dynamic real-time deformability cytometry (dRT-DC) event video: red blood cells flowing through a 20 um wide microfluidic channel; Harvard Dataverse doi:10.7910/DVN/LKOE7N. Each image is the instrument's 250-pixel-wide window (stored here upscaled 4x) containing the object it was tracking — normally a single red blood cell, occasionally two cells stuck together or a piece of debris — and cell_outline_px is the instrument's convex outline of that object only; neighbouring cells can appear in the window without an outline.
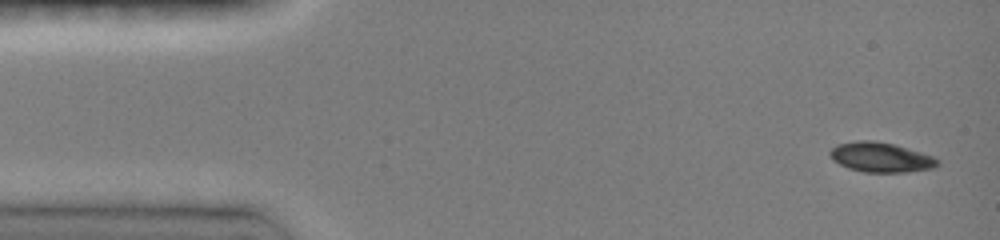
{"species": "common noctule bat (a hibernating species)", "species_latin": "Nyctalus noctula", "temperature_condition": "room temperature", "stored_images_in_passage": 35, "camera_frame_rate_fps": 3000, "um_per_image_px": 0.085, "animal": {"sex": "female", "body_mass_g": 19.0, "forearm_length_mm": 51.5}, "frame": {"image": 1, "passage_image": 1, "time_ms": 0.0, "image_size_px": [1000, 240], "cell_outline_px": [[940, 164], [932, 168], [908, 172], [864, 172], [848, 168], [832, 160], [828, 152], [836, 144], [856, 140], [876, 140], [892, 144], [920, 152], [932, 156], [940, 160]], "centroid_in_image_um": [74.83, 13.36], "position_along_channel_um": 10.2, "area_um2": 18.73}}
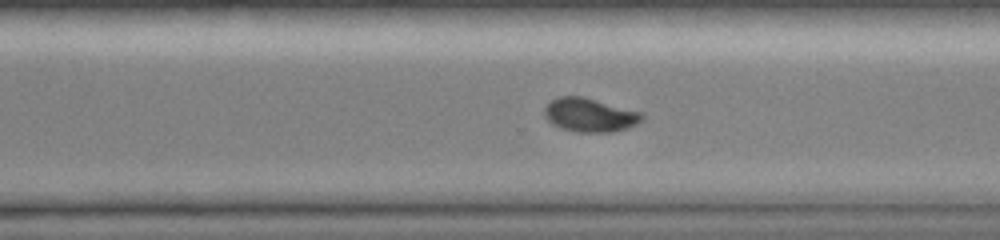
{"frame": {"image": 2, "passage_image": 21, "time_ms": 10.333, "image_size_px": [1000, 240], "cell_outline_px": [[644, 116], [636, 124], [628, 128], [612, 132], [580, 132], [560, 128], [552, 124], [544, 116], [544, 108], [552, 100], [560, 96], [584, 96], [640, 112]], "centroid_in_image_um": [50.11, 9.77], "position_along_channel_um": 320.5, "area_um2": 19.07}}
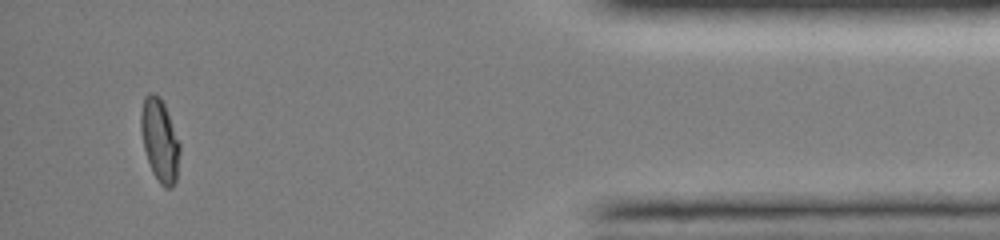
{"frame": {"image": 3, "passage_image": 32, "time_ms": 14.0, "image_size_px": [1000, 240], "cell_outline_px": [[180, 152], [176, 180], [172, 188], [164, 188], [160, 184], [152, 172], [144, 148], [140, 128], [140, 112], [144, 96], [148, 92], [152, 92], [160, 96], [164, 104], [180, 144]], "centroid_in_image_um": [13.57, 11.91], "position_along_channel_um": 421.6, "area_um2": 18.84}, "authors_computed_cell_mechanics": {"area_um2": 19.074, "velocity_mm_per_s": 4.0453, "shape_relaxation_time_tau1_ms": 6.7395, "shape_relaxation_time_tau2_ms": null, "deformation_change_tau1": 0.1942, "deformation_change_tau2": null}}